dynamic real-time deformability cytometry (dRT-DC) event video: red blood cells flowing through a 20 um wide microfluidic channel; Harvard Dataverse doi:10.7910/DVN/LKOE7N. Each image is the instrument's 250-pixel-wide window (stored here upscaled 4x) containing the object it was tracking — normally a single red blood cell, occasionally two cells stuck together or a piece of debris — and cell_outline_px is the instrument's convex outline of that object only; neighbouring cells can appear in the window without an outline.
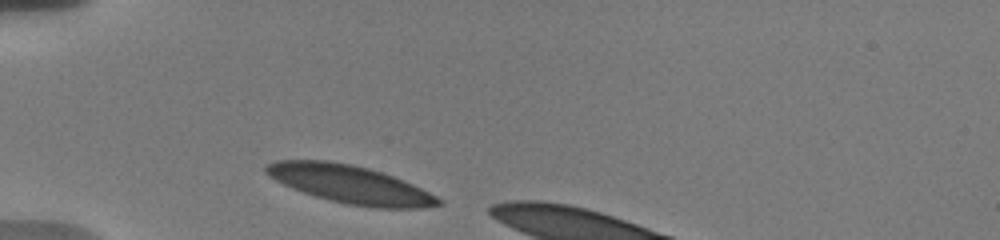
{"species": "human", "species_latin": "Homo sapiens", "temperature_condition": "warm", "stored_images_in_passage": 33, "camera_frame_rate_fps": 3000, "um_per_image_px": 0.085, "donor": {"sex": "male"}, "frame": {"image": 1, "passage_image": 1, "time_ms": 0.0, "image_size_px": [1000, 240], "cell_outline_px": [[440, 204], [420, 208], [376, 208], [348, 204], [328, 200], [292, 188], [276, 180], [264, 172], [264, 168], [268, 164], [276, 160], [328, 160], [352, 164], [368, 168], [392, 176], [412, 184], [436, 196], [440, 200]], "centroid_in_image_um": [29.71, 15.66], "position_along_channel_um": 55.3, "area_um2": 37.69}}
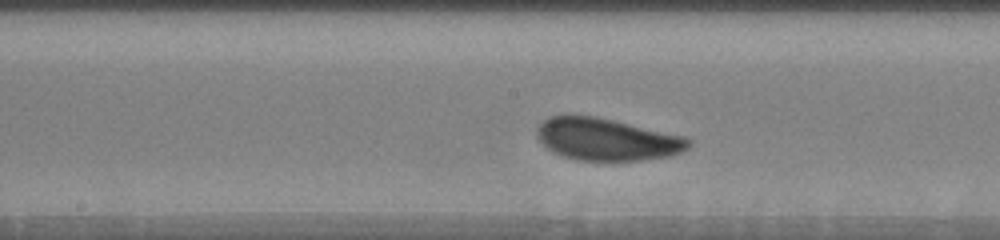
{"frame": {"image": 2, "passage_image": 14, "time_ms": 4.333, "image_size_px": [1000, 240], "cell_outline_px": [[692, 144], [688, 148], [672, 156], [640, 160], [576, 160], [560, 156], [552, 152], [536, 136], [536, 128], [548, 116], [592, 116], [612, 120], [684, 136], [692, 140]], "centroid_in_image_um": [51.58, 11.86], "position_along_channel_um": 196.6, "area_um2": 37.05}}
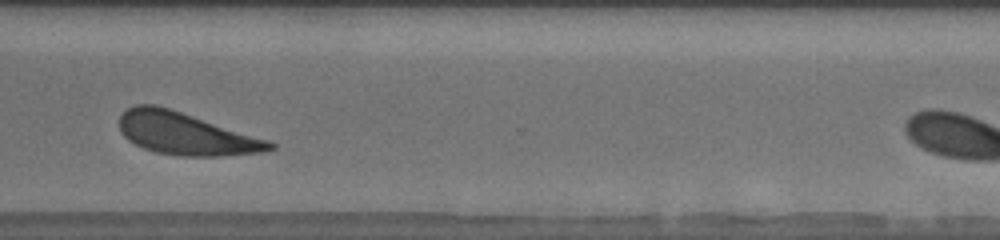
{"frame": {"image": 3, "passage_image": 27, "time_ms": 8.667, "image_size_px": [1000, 240], "cell_outline_px": [[276, 148], [264, 152], [224, 156], [180, 156], [156, 152], [144, 148], [128, 140], [124, 136], [120, 128], [120, 116], [128, 108], [136, 104], [156, 104], [268, 140], [276, 144]], "centroid_in_image_um": [15.79, 11.37], "position_along_channel_um": 354.8, "area_um2": 36.7}}